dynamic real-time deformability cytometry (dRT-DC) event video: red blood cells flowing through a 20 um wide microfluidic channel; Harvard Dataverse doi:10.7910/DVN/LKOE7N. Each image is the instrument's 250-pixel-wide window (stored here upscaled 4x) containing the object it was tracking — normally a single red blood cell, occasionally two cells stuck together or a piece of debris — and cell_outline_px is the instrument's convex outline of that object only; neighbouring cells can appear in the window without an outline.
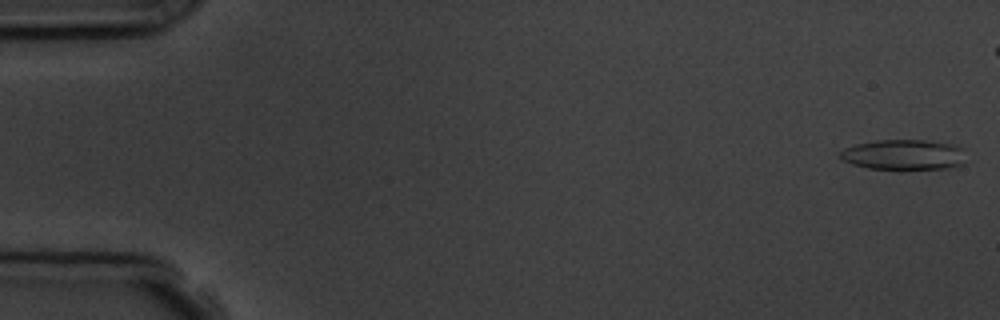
{"species": "common noctule bat (a hibernating species)", "species_latin": "Nyctalus noctula", "temperature_condition": "room temperature", "stored_images_in_passage": 7, "camera_frame_rate_fps": 3000, "um_per_image_px": 0.085, "animal": {"sex": "male", "body_mass_g": 19.5, "forearm_length_mm": 54.6}, "frame": {"image": 1, "passage_image": 1, "time_ms": 0.0, "image_size_px": [1000, 320], "cell_outline_px": [[964, 164], [948, 168], [868, 168], [852, 164], [836, 156], [844, 148], [856, 144], [876, 140], [924, 140], [956, 144], [964, 148]], "centroid_in_image_um": [76.83, 13.13], "position_along_channel_um": 8.2, "area_um2": 22.2}}